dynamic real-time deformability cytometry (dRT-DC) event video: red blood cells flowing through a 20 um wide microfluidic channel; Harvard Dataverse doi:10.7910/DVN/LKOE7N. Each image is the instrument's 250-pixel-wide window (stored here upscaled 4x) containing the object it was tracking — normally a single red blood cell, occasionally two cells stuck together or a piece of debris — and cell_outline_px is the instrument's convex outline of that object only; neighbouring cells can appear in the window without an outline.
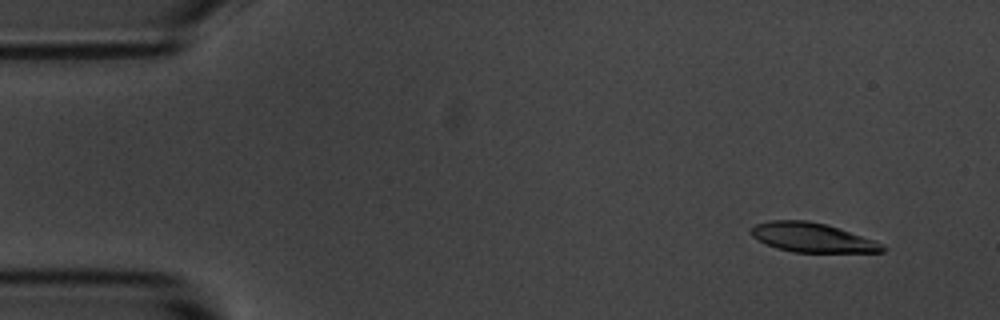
{"species": "common noctule bat (a hibernating species)", "species_latin": "Nyctalus noctula", "temperature_condition": "room temperature", "stored_images_in_passage": 6, "camera_frame_rate_fps": 3000, "um_per_image_px": 0.085, "animal": {"sex": "male", "body_mass_g": 20.1, "forearm_length_mm": 53.5}, "frame": {"image": 1, "passage_image": 2, "time_ms": 1.333, "image_size_px": [1000, 320], "cell_outline_px": [[888, 248], [884, 252], [792, 252], [776, 248], [752, 236], [748, 232], [756, 224], [772, 220], [808, 220], [824, 224], [876, 240]], "centroid_in_image_um": [69.06, 20.2], "position_along_channel_um": 15.9, "area_um2": 22.31}}
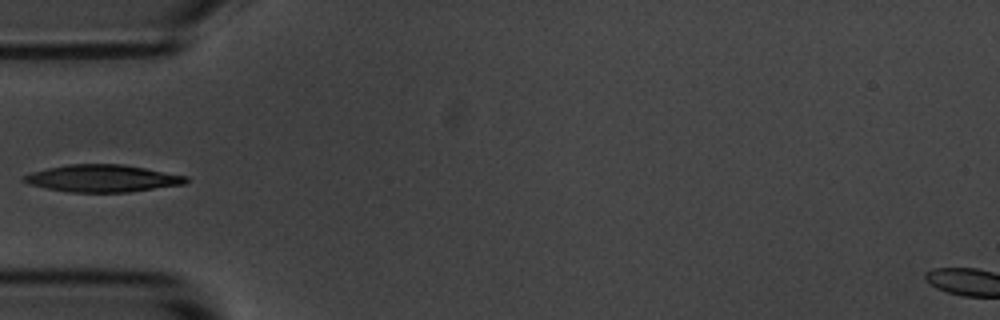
{"frame": {"image": 2, "passage_image": 5, "time_ms": 5.667, "image_size_px": [1000, 320], "cell_outline_px": [[188, 180], [184, 184], [128, 192], [72, 192], [48, 188], [32, 184], [20, 180], [24, 176], [32, 172], [48, 168], [68, 164], [124, 164], [188, 176]], "centroid_in_image_um": [8.74, 15.15], "position_along_channel_um": 76.3, "area_um2": 25.43}}